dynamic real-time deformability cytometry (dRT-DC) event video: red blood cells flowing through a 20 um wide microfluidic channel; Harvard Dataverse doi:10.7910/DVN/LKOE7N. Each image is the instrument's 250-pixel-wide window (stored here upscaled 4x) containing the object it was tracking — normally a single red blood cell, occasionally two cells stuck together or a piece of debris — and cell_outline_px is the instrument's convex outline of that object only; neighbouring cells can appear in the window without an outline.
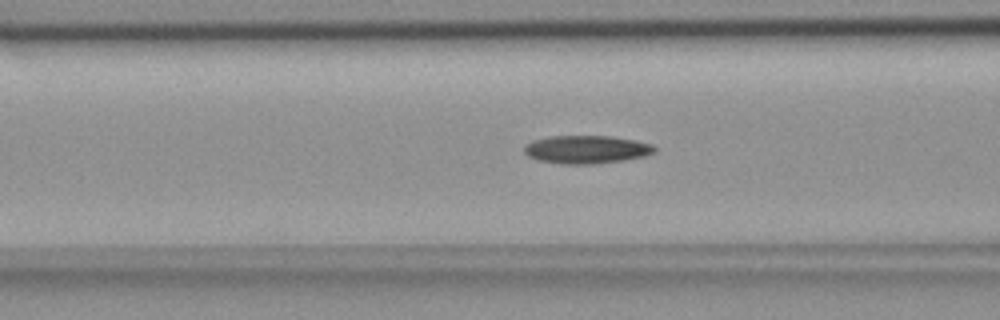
{"species": "common noctule bat (a hibernating species)", "species_latin": "Nyctalus noctula", "temperature_condition": "room temperature", "stored_images_in_passage": 56, "camera_frame_rate_fps": 3000, "um_per_image_px": 0.085, "animal": {"sex": "female", "body_mass_g": 18.4}, "frame": {"image": 1, "passage_image": 22, "time_ms": 7.0, "image_size_px": [1000, 320], "cell_outline_px": [[656, 152], [644, 156], [624, 160], [592, 164], [560, 164], [540, 160], [528, 156], [524, 152], [524, 144], [532, 140], [552, 136], [612, 136], [636, 140], [652, 144], [656, 148]], "centroid_in_image_um": [49.85, 12.7], "position_along_channel_um": 116.7, "area_um2": 21.44}}
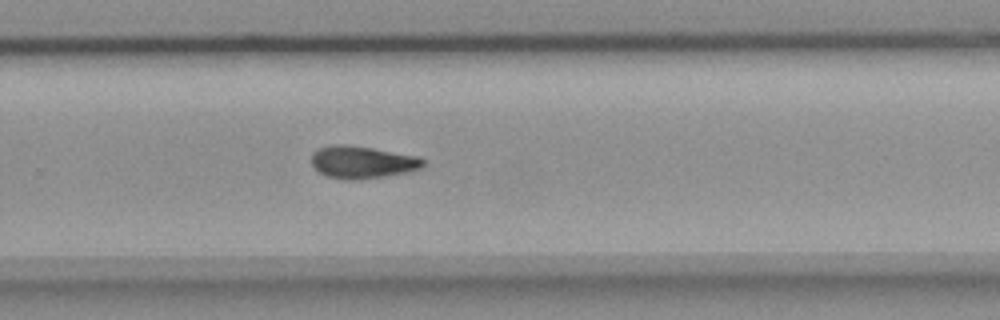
{"frame": {"image": 2, "passage_image": 37, "time_ms": 12.0, "image_size_px": [1000, 320], "cell_outline_px": [[424, 164], [420, 168], [412, 172], [356, 180], [348, 180], [328, 176], [320, 172], [312, 164], [312, 152], [320, 148], [332, 144], [348, 144], [372, 148], [416, 156], [424, 160]], "centroid_in_image_um": [30.79, 13.78], "position_along_channel_um": 299.0, "area_um2": 20.98}}
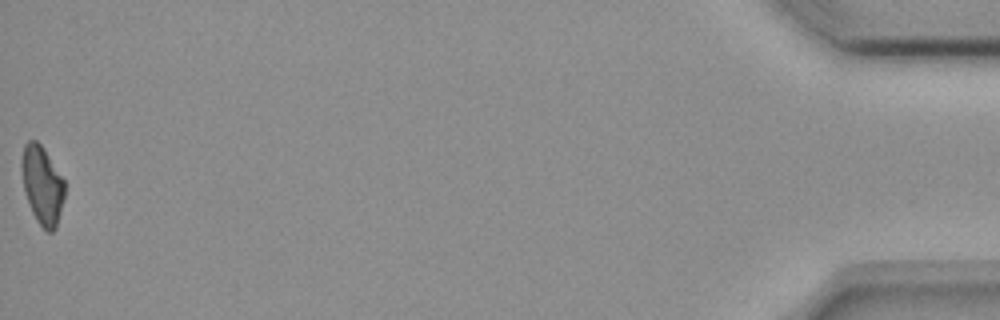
{"frame": {"image": 3, "passage_image": 56, "time_ms": 18.333, "image_size_px": [1000, 320], "cell_outline_px": [[64, 196], [56, 228], [52, 232], [48, 232], [36, 220], [32, 212], [24, 192], [20, 168], [20, 164], [24, 144], [28, 140], [36, 140], [44, 148], [64, 180]], "centroid_in_image_um": [3.56, 15.71], "position_along_channel_um": 431.6, "area_um2": 19.65}, "authors_computed_cell_mechanics": {"area_um2": 20.4901, "velocity_mm_per_s": 3.6575, "shape_relaxation_time_tau1_ms": 8.6301, "shape_relaxation_time_tau2_ms": 6.948, "deformation_change_tau1": 0.2012, "deformation_change_tau2": 0.1411}}